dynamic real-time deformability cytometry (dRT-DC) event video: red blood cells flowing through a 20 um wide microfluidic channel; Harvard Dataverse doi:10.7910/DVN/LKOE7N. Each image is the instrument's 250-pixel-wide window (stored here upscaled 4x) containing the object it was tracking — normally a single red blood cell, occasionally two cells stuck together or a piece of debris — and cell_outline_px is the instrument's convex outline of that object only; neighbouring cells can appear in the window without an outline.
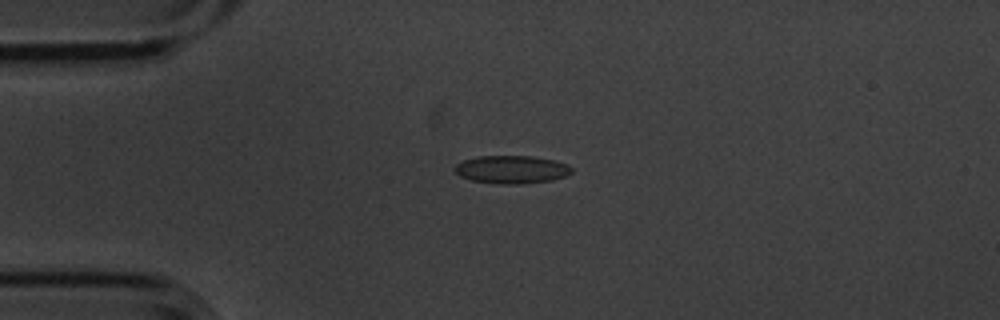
{"species": "common noctule bat (a hibernating species)", "species_latin": "Nyctalus noctula", "temperature_condition": "cold", "stored_images_in_passage": 4, "camera_frame_rate_fps": 3000, "um_per_image_px": 0.085, "animal": {"sex": "male", "body_mass_g": 20.1, "forearm_length_mm": 53.5}, "frame": {"image": 1, "passage_image": 3, "time_ms": 0.667, "image_size_px": [1000, 320], "cell_outline_px": [[572, 172], [564, 176], [552, 180], [520, 184], [500, 184], [472, 180], [460, 176], [452, 168], [456, 164], [464, 160], [480, 156], [532, 156], [556, 160], [568, 164], [572, 168]], "centroid_in_image_um": [43.5, 14.4], "position_along_channel_um": 41.5, "area_um2": 19.07}}